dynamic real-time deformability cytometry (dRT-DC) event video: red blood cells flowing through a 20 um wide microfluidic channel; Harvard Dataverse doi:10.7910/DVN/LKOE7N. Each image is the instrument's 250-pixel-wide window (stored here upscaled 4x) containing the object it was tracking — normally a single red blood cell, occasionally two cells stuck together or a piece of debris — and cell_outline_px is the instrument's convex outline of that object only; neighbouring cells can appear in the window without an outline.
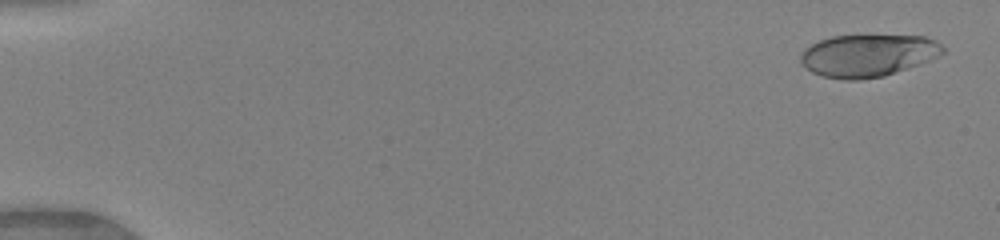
{"species": "human", "species_latin": "Homo sapiens", "temperature_condition": "warm", "stored_images_in_passage": 49, "camera_frame_rate_fps": 3000, "um_per_image_px": 0.085, "donor": {"sex": "female"}, "frame": {"image": 1, "passage_image": 2, "time_ms": 0.333, "image_size_px": [1000, 240], "cell_outline_px": [[944, 52], [920, 64], [884, 76], [856, 80], [844, 80], [820, 76], [812, 72], [800, 60], [800, 56], [804, 48], [820, 40], [832, 36], [924, 36], [936, 40], [944, 48]], "centroid_in_image_um": [73.75, 4.72], "position_along_channel_um": 11.2, "area_um2": 34.85}}
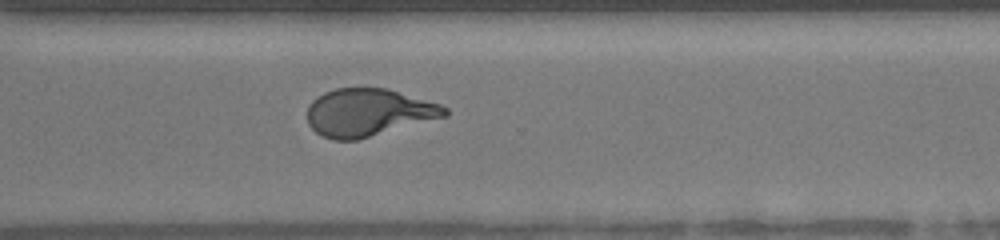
{"frame": {"image": 2, "passage_image": 37, "time_ms": 12.0, "image_size_px": [1000, 240], "cell_outline_px": [[448, 116], [356, 140], [332, 140], [316, 132], [308, 124], [308, 104], [316, 96], [324, 92], [336, 88], [388, 88], [440, 104], [448, 108]], "centroid_in_image_um": [31.31, 9.55], "position_along_channel_um": 339.3, "area_um2": 38.21}}
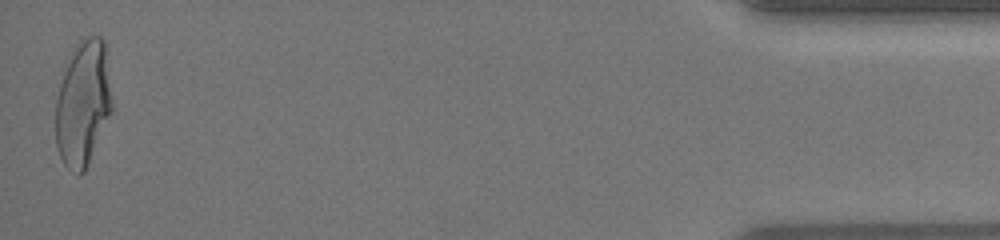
{"frame": {"image": 3, "passage_image": 49, "time_ms": 16.0, "image_size_px": [1000, 240], "cell_outline_px": [[112, 112], [84, 172], [80, 176], [68, 168], [64, 164], [60, 156], [56, 144], [56, 100], [60, 72], [64, 60], [88, 36], [100, 36], [104, 40], [112, 100]], "centroid_in_image_um": [7.03, 8.78], "position_along_channel_um": 428.2, "area_um2": 41.44}, "authors_computed_cell_mechanics": {"area_um2": 38.4948, "velocity_mm_per_s": 4.1378, "shape_relaxation_time_tau1_ms": 4.2966, "shape_relaxation_time_tau2_ms": null, "deformation_change_tau1": 0.2141, "deformation_change_tau2": null}}